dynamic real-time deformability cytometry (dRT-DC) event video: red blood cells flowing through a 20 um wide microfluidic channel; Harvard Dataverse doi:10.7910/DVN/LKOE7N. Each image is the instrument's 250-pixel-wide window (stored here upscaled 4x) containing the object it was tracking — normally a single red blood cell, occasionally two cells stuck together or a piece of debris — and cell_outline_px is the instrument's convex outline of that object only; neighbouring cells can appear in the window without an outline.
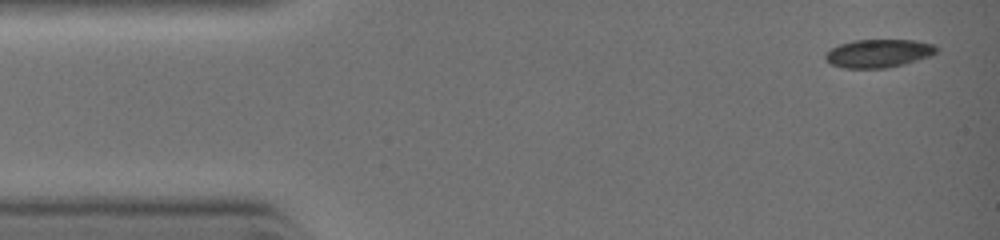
{"species": "common noctule bat (a hibernating species)", "species_latin": "Nyctalus noctula", "temperature_condition": "warm", "stored_images_in_passage": 9, "camera_frame_rate_fps": 3000, "um_per_image_px": 0.085, "animal": {"sex": "female", "body_mass_g": 19.0, "forearm_length_mm": 51.5}, "frame": {"image": 1, "passage_image": 1, "time_ms": 0.0, "image_size_px": [1000, 240], "cell_outline_px": [[940, 48], [936, 52], [928, 56], [904, 64], [888, 68], [844, 68], [832, 64], [824, 56], [832, 48], [840, 44], [856, 40], [912, 40], [932, 44]], "centroid_in_image_um": [74.69, 4.53], "position_along_channel_um": 10.3, "area_um2": 17.98}}